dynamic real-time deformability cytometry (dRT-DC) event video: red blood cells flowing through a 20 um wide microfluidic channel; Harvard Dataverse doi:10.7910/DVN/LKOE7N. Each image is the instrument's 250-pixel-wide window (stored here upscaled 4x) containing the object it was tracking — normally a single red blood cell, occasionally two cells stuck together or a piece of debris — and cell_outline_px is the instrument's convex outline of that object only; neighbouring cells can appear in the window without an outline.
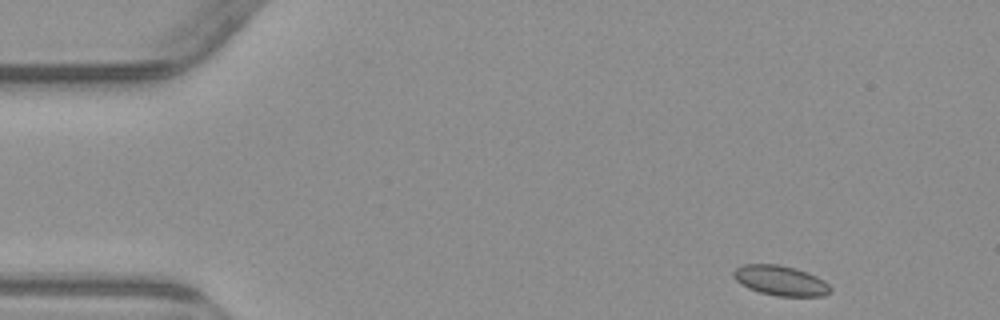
{"species": "common noctule bat (a hibernating species)", "species_latin": "Nyctalus noctula", "temperature_condition": "warm", "stored_images_in_passage": 3, "camera_frame_rate_fps": 3000, "um_per_image_px": 0.085, "animal": {"sex": "male", "body_mass_g": 23.1, "forearm_length_mm": 52.7}, "frame": {"image": 1, "passage_image": 1, "time_ms": 0.0, "image_size_px": [1000, 320], "cell_outline_px": [[832, 292], [824, 296], [776, 296], [760, 292], [748, 288], [740, 284], [732, 276], [732, 272], [736, 268], [744, 264], [780, 264], [796, 268], [816, 276], [824, 280], [832, 288]], "centroid_in_image_um": [66.35, 23.85], "position_along_channel_um": 18.7, "area_um2": 17.11}}
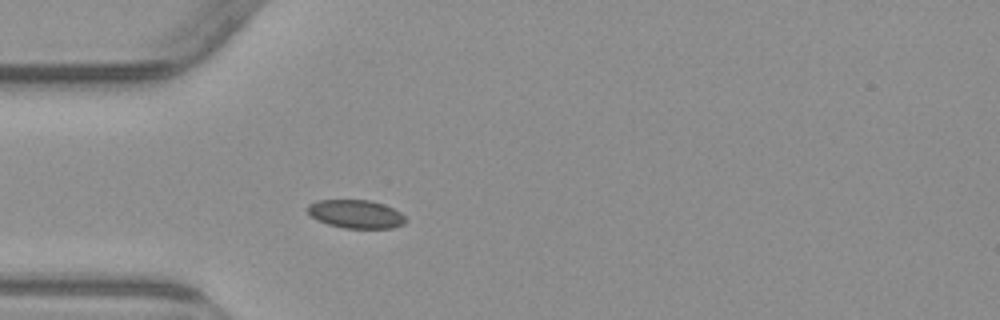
{"frame": {"image": 2, "passage_image": 3, "time_ms": 3.333, "image_size_px": [1000, 320], "cell_outline_px": [[408, 220], [404, 224], [392, 228], [344, 228], [328, 224], [316, 220], [304, 208], [308, 204], [316, 200], [368, 200], [384, 204], [400, 212]], "centroid_in_image_um": [30.23, 18.19], "position_along_channel_um": 54.8, "area_um2": 16.36}}